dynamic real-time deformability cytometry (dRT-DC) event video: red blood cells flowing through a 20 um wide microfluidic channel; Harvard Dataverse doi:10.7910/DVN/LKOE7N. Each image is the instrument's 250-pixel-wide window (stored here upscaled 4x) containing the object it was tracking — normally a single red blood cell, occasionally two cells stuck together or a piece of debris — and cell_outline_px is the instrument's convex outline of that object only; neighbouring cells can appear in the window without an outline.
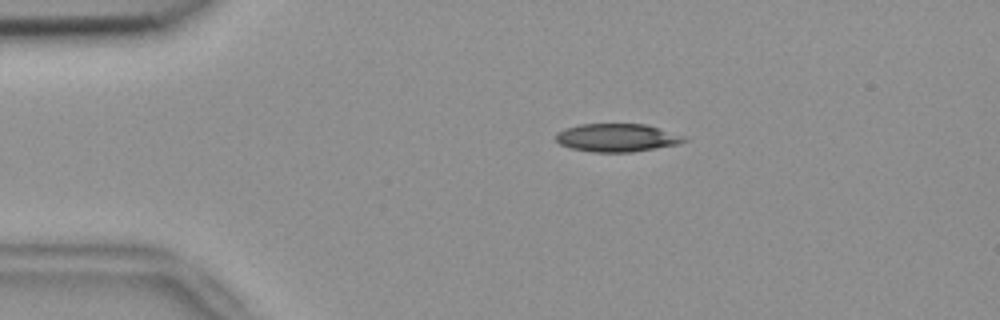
{"species": "common noctule bat (a hibernating species)", "species_latin": "Nyctalus noctula", "temperature_condition": "room temperature", "stored_images_in_passage": 53, "camera_frame_rate_fps": 3000, "um_per_image_px": 0.085, "animal": {"sex": "female", "body_mass_g": 18.4}, "frame": {"image": 1, "passage_image": 10, "time_ms": 3.0, "image_size_px": [1000, 320], "cell_outline_px": [[688, 140], [680, 144], [632, 152], [592, 152], [568, 148], [560, 144], [556, 140], [556, 132], [564, 128], [580, 124], [648, 124], [684, 136]], "centroid_in_image_um": [52.43, 11.7], "position_along_channel_um": 32.6, "area_um2": 21.21}}
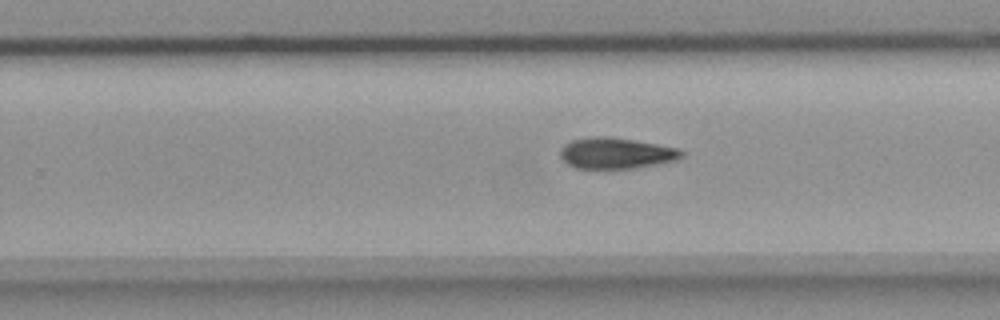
{"frame": {"image": 2, "passage_image": 33, "time_ms": 10.667, "image_size_px": [1000, 320], "cell_outline_px": [[684, 156], [676, 160], [636, 168], [576, 168], [568, 164], [560, 156], [560, 148], [564, 144], [572, 140], [600, 136], [608, 136], [680, 148], [684, 152]], "centroid_in_image_um": [52.38, 13.02], "position_along_channel_um": 277.4, "area_um2": 21.79}}
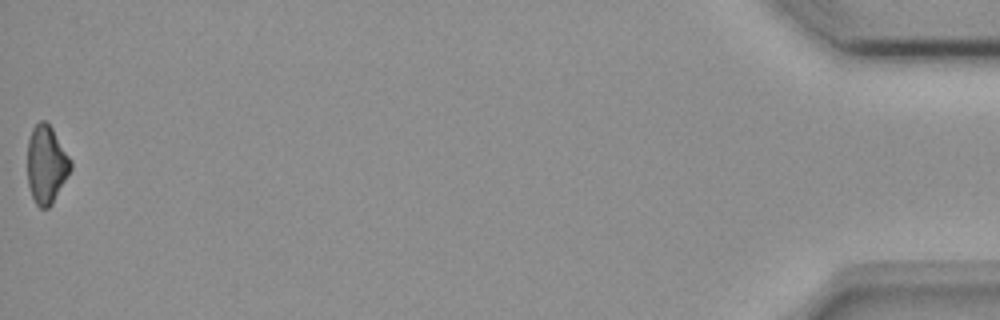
{"frame": {"image": 3, "passage_image": 53, "time_ms": 17.333, "image_size_px": [1000, 320], "cell_outline_px": [[72, 168], [52, 204], [48, 208], [40, 208], [36, 204], [32, 196], [28, 184], [28, 140], [32, 128], [40, 120], [44, 120], [52, 128], [72, 160]], "centroid_in_image_um": [3.95, 13.98], "position_along_channel_um": 431.3, "area_um2": 19.59}, "authors_computed_cell_mechanics": {"area_um2": 21.4438, "velocity_mm_per_s": 3.7853, "shape_relaxation_time_tau1_ms": 8.0261, "shape_relaxation_time_tau2_ms": null, "deformation_change_tau1": 0.1657, "deformation_change_tau2": null}}